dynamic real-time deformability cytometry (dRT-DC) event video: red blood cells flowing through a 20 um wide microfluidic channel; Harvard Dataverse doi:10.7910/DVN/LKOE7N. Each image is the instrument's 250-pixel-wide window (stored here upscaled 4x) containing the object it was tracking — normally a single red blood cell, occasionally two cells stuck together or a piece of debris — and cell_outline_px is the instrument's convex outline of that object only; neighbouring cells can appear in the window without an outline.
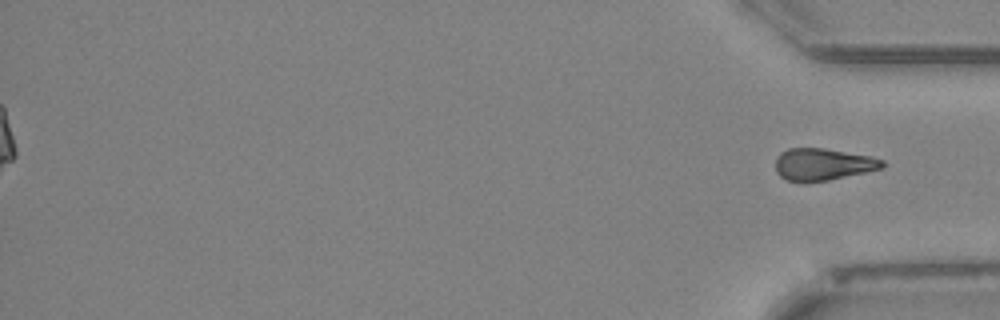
{"species": "Egyptian fruit bat (a non-hibernating species)", "species_latin": "Rousettus aegyptiacus", "temperature_condition": "cold", "stored_images_in_passage": 52, "segment_of_instrument_passage": [2, 2], "camera_frame_rate_fps": 3000, "um_per_image_px": 0.085, "animal": {"sex": "female"}, "frame": {"image": 1, "passage_image": 52, "time_ms": 17.0, "image_size_px": [1000, 320], "cell_outline_px": [[884, 168], [828, 180], [804, 184], [800, 184], [784, 180], [776, 172], [776, 156], [780, 152], [788, 148], [824, 148], [872, 156], [884, 160]], "centroid_in_image_um": [69.91, 13.99], "position_along_channel_um": 365.3, "area_um2": 20.46}}